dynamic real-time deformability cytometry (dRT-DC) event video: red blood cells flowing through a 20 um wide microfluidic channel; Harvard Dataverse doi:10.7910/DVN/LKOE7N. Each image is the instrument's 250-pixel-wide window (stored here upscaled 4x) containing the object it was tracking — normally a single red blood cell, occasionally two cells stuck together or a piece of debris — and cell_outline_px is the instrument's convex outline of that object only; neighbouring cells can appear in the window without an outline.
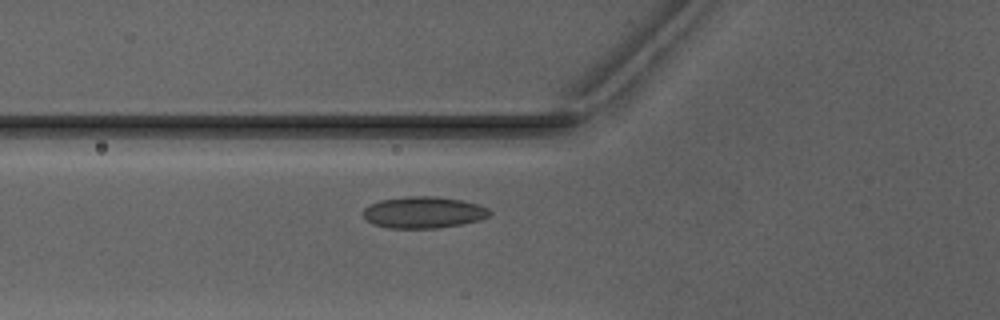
{"species": "Egyptian fruit bat (a non-hibernating species)", "species_latin": "Rousettus aegyptiacus", "temperature_condition": "warm", "stored_images_in_passage": 33, "camera_frame_rate_fps": 3000, "um_per_image_px": 0.085, "animal": {"sex": "male"}, "frame": {"image": 1, "passage_image": 2, "time_ms": 0.333, "image_size_px": [1000, 320], "cell_outline_px": [[492, 212], [488, 216], [480, 220], [460, 224], [436, 228], [388, 228], [372, 224], [364, 216], [364, 208], [368, 204], [380, 200], [404, 196], [436, 196], [464, 200], [480, 204], [488, 208]], "centroid_in_image_um": [36.01, 18.04], "position_along_channel_um": 89.8, "area_um2": 23.47}}
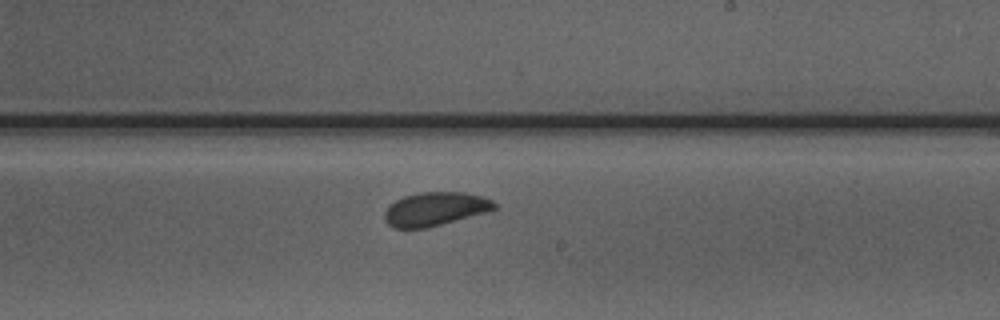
{"frame": {"image": 2, "passage_image": 14, "time_ms": 4.333, "image_size_px": [1000, 320], "cell_outline_px": [[496, 208], [492, 212], [428, 228], [392, 228], [384, 220], [384, 212], [388, 204], [404, 196], [420, 192], [464, 192], [480, 196], [492, 200], [496, 204]], "centroid_in_image_um": [37.0, 17.78], "position_along_channel_um": 252.0, "area_um2": 22.02}}
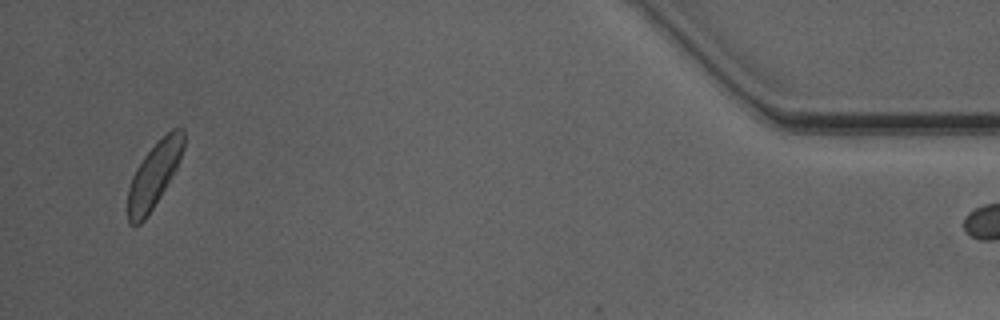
{"frame": {"image": 3, "passage_image": 32, "time_ms": 10.333, "image_size_px": [1000, 320], "cell_outline_px": [[184, 148], [180, 160], [172, 176], [152, 208], [144, 220], [140, 224], [128, 224], [128, 188], [132, 176], [136, 168], [144, 156], [172, 128], [184, 128]], "centroid_in_image_um": [13.09, 14.86], "position_along_channel_um": 422.1, "area_um2": 20.69}}